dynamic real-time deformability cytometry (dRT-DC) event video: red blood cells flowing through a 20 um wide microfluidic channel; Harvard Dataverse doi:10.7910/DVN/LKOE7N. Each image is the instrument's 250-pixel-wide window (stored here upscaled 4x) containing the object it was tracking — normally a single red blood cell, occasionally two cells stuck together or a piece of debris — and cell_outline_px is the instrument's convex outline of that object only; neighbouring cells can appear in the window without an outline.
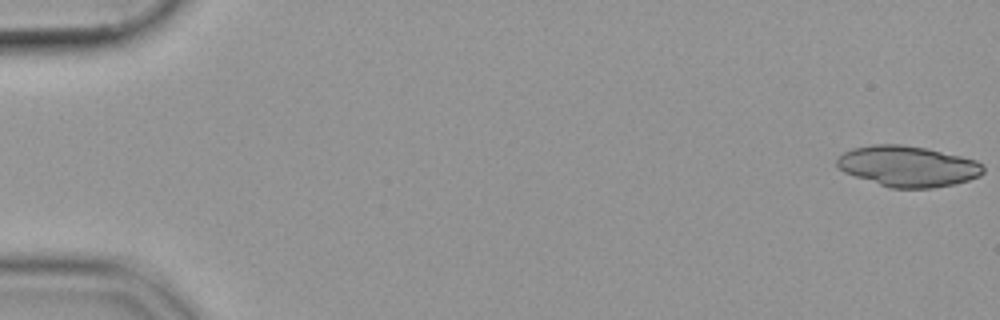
{"species": "common noctule bat (a hibernating species)", "species_latin": "Nyctalus noctula", "temperature_condition": "cold", "stored_images_in_passage": 53, "camera_frame_rate_fps": 3000, "um_per_image_px": 0.085, "animal": {"sex": "female", "body_mass_g": 19.9}, "frame": {"image": 1, "passage_image": 1, "time_ms": 0.0, "image_size_px": [1000, 320], "cell_outline_px": [[984, 172], [980, 176], [968, 180], [952, 184], [932, 188], [892, 188], [844, 172], [836, 168], [836, 160], [844, 152], [852, 148], [872, 144], [900, 144], [928, 148], [976, 160], [984, 164]], "centroid_in_image_um": [77.17, 14.12], "position_along_channel_um": 7.8, "area_um2": 34.74}}
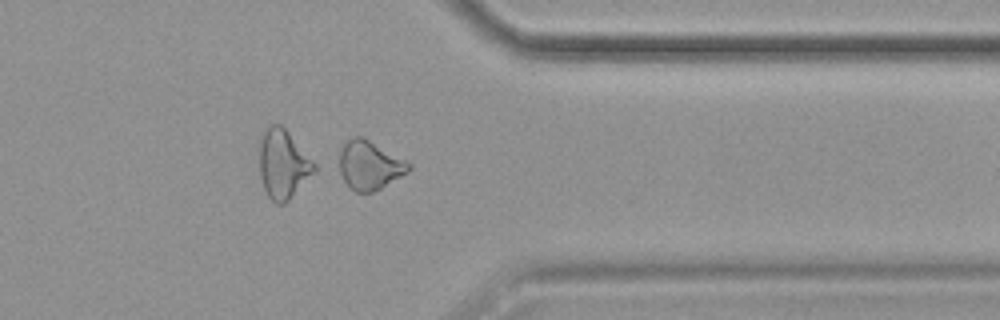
{"frame": {"image": 2, "passage_image": 44, "time_ms": 14.333, "image_size_px": [1000, 320], "cell_outline_px": [[412, 168], [408, 172], [380, 188], [372, 192], [356, 192], [348, 188], [340, 172], [340, 148], [352, 136], [360, 136], [408, 160], [412, 164]], "centroid_in_image_um": [31.43, 14.04], "position_along_channel_um": 380.0, "area_um2": 19.71}}